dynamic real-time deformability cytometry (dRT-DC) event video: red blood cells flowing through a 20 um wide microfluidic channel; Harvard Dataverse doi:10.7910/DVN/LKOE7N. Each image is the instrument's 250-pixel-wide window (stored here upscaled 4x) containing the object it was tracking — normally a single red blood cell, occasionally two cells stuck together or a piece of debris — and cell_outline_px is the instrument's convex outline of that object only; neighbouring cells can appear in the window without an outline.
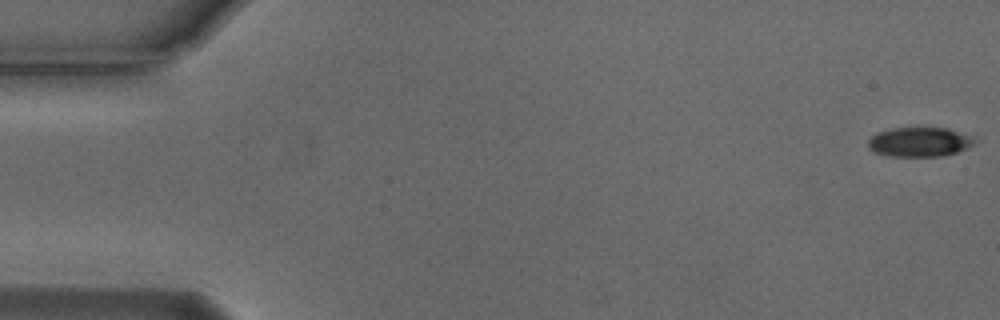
{"species": "Egyptian fruit bat (a non-hibernating species)", "species_latin": "Rousettus aegyptiacus", "temperature_condition": "cold", "stored_images_in_passage": 10, "camera_frame_rate_fps": 3000, "um_per_image_px": 0.085, "animal": {"sex": "male"}, "frame": {"image": 1, "passage_image": 1, "time_ms": 0.0, "image_size_px": [1000, 320], "cell_outline_px": [[980, 140], [976, 144], [968, 148], [956, 152], [940, 156], [888, 156], [876, 152], [868, 148], [868, 140], [876, 132], [888, 128], [920, 124], [948, 128], [976, 136]], "centroid_in_image_um": [78.22, 11.99], "position_along_channel_um": 6.8, "area_um2": 19.54}}